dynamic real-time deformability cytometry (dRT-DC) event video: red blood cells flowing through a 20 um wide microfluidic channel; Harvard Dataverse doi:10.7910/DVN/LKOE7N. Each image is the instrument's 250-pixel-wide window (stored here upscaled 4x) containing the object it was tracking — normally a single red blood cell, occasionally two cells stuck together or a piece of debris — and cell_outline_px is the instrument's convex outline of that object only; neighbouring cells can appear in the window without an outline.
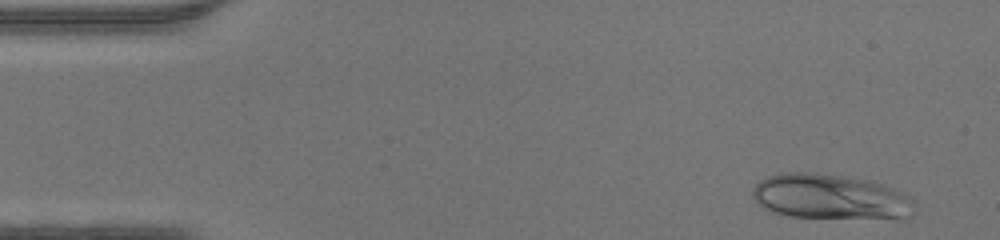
{"species": "human", "species_latin": "Homo sapiens", "temperature_condition": "warm", "stored_images_in_passage": 22, "camera_frame_rate_fps": 3000, "um_per_image_px": 0.085, "donor": {"sex": "male"}, "frame": {"image": 1, "passage_image": 2, "time_ms": 0.333, "image_size_px": [1000, 240], "cell_outline_px": [[916, 200], [912, 216], [904, 220], [896, 220], [792, 216], [772, 212], [764, 208], [752, 196], [752, 188], [760, 180], [768, 176], [780, 172], [812, 172], [868, 180], [884, 184], [904, 192]], "centroid_in_image_um": [70.68, 16.75], "position_along_channel_um": 14.3, "area_um2": 43.52}}
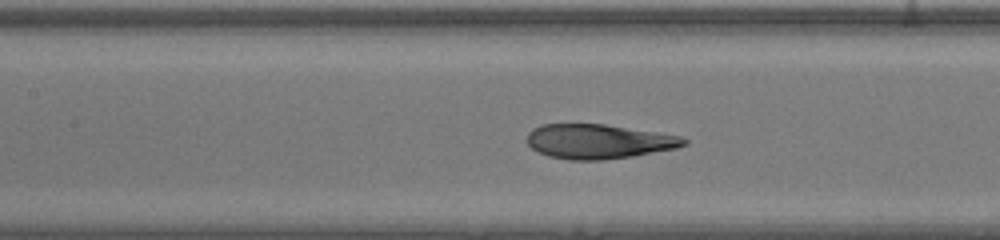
{"frame": {"image": 2, "passage_image": 19, "time_ms": 6.0, "image_size_px": [1000, 240], "cell_outline_px": [[688, 144], [676, 148], [632, 156], [600, 160], [568, 160], [548, 156], [532, 148], [528, 144], [528, 132], [532, 128], [540, 124], [604, 124], [680, 136], [688, 140]], "centroid_in_image_um": [50.85, 12.02], "position_along_channel_um": 156.5, "area_um2": 31.39}}
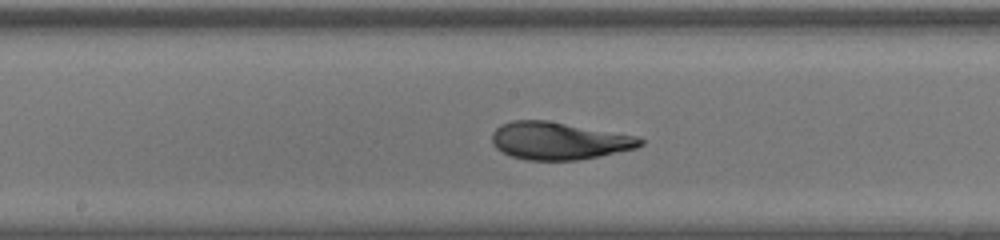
{"frame": {"image": 3, "passage_image": 22, "time_ms": 7.0, "image_size_px": [1000, 240], "cell_outline_px": [[644, 144], [636, 148], [600, 156], [576, 160], [528, 160], [512, 156], [496, 148], [492, 144], [492, 132], [500, 124], [512, 120], [548, 120], [636, 136], [644, 140]], "centroid_in_image_um": [47.49, 11.96], "position_along_channel_um": 200.7, "area_um2": 32.37}}